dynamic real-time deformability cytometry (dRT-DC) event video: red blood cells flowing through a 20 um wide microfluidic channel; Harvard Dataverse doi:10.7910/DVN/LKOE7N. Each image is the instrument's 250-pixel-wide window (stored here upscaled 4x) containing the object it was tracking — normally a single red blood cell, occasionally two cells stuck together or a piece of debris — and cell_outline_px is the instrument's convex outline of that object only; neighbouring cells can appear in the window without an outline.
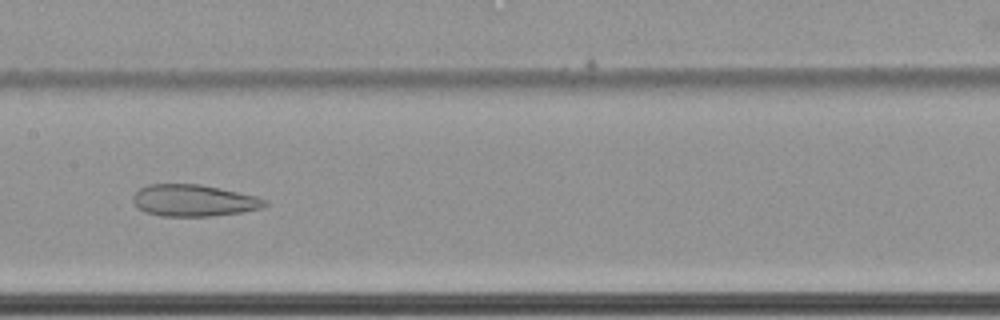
{"species": "common noctule bat (a hibernating species)", "species_latin": "Nyctalus noctula", "temperature_condition": "cold", "stored_images_in_passage": 65, "camera_frame_rate_fps": 3000, "um_per_image_px": 0.085, "animal": {"sex": "female", "body_mass_g": 22.7, "forearm_length_mm": 54.2}, "frame": {"image": 1, "passage_image": 36, "time_ms": 11.667, "image_size_px": [1000, 320], "cell_outline_px": [[268, 204], [264, 208], [240, 212], [208, 216], [164, 216], [144, 212], [132, 200], [132, 196], [140, 188], [148, 184], [200, 184], [256, 196], [268, 200]], "centroid_in_image_um": [16.48, 17.04], "position_along_channel_um": 190.9, "area_um2": 24.28}}
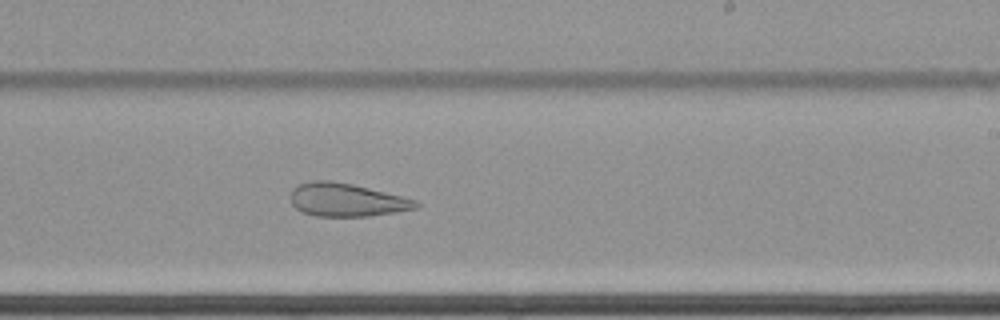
{"frame": {"image": 2, "passage_image": 42, "time_ms": 13.667, "image_size_px": [1000, 320], "cell_outline_px": [[420, 204], [416, 208], [368, 216], [316, 216], [300, 212], [292, 204], [292, 188], [296, 184], [312, 180], [328, 180], [352, 184], [416, 200]], "centroid_in_image_um": [29.39, 16.98], "position_along_channel_um": 259.6, "area_um2": 23.99}}
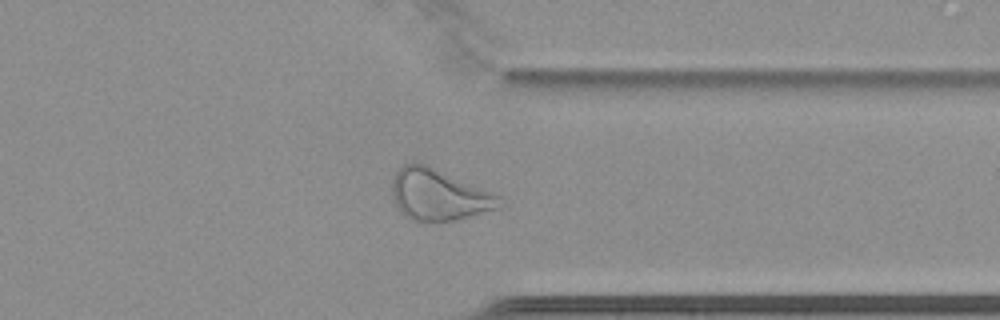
{"frame": {"image": 3, "passage_image": 52, "time_ms": 17.0, "image_size_px": [1000, 320], "cell_outline_px": [[500, 208], [456, 220], [440, 224], [412, 220], [404, 216], [396, 208], [392, 192], [392, 180], [396, 172], [404, 164], [416, 160], [496, 192], [500, 196]], "centroid_in_image_um": [37.29, 16.57], "position_along_channel_um": 374.1, "area_um2": 33.06}}